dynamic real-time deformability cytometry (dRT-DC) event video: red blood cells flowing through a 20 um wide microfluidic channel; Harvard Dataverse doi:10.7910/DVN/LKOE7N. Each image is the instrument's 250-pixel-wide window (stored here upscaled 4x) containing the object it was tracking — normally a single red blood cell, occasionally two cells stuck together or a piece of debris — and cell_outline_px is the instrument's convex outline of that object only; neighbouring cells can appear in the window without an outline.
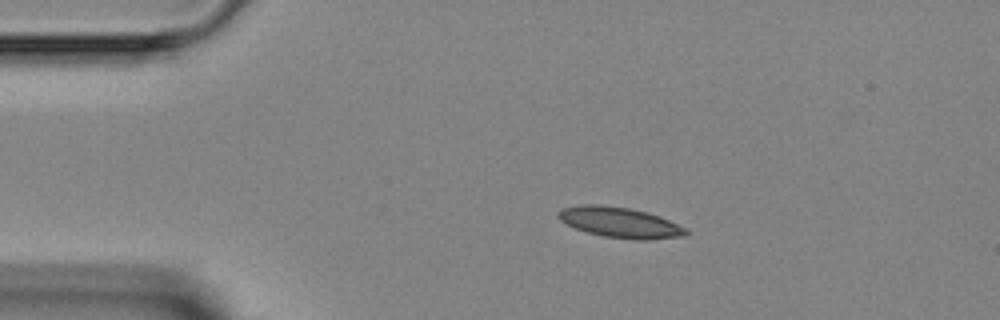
{"species": "Egyptian fruit bat (a non-hibernating species)", "species_latin": "Rousettus aegyptiacus", "temperature_condition": "room temperature", "stored_images_in_passage": 2, "camera_frame_rate_fps": 3000, "um_per_image_px": 0.085, "animal": {"sex": "female"}, "frame": {"image": 1, "passage_image": 1, "time_ms": 0.0, "image_size_px": [1000, 320], "cell_outline_px": [[688, 232], [684, 236], [648, 240], [636, 240], [604, 236], [588, 232], [576, 228], [560, 220], [560, 212], [564, 208], [580, 204], [596, 204], [628, 208], [648, 212], [660, 216], [688, 228]], "centroid_in_image_um": [52.77, 18.91], "position_along_channel_um": 32.2, "area_um2": 22.48}}